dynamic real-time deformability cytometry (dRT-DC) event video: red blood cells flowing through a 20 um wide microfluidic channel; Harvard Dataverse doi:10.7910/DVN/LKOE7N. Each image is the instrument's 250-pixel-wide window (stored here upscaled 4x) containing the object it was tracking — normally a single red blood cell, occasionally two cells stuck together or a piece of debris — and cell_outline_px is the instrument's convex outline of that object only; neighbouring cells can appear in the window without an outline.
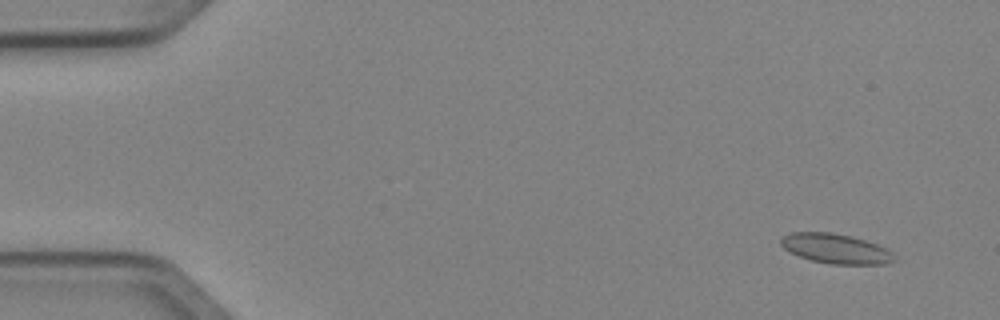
{"species": "Egyptian fruit bat (a non-hibernating species)", "species_latin": "Rousettus aegyptiacus", "temperature_condition": "cold", "stored_images_in_passage": 4, "camera_frame_rate_fps": 3000, "um_per_image_px": 0.085, "animal": {"sex": "female"}, "frame": {"image": 1, "passage_image": 1, "time_ms": 0.0, "image_size_px": [1000, 320], "cell_outline_px": [[896, 260], [888, 264], [828, 264], [812, 260], [788, 252], [780, 244], [780, 240], [784, 236], [792, 232], [832, 232], [852, 236], [888, 248], [892, 252]], "centroid_in_image_um": [71.05, 21.14], "position_along_channel_um": 13.9, "area_um2": 19.77}}